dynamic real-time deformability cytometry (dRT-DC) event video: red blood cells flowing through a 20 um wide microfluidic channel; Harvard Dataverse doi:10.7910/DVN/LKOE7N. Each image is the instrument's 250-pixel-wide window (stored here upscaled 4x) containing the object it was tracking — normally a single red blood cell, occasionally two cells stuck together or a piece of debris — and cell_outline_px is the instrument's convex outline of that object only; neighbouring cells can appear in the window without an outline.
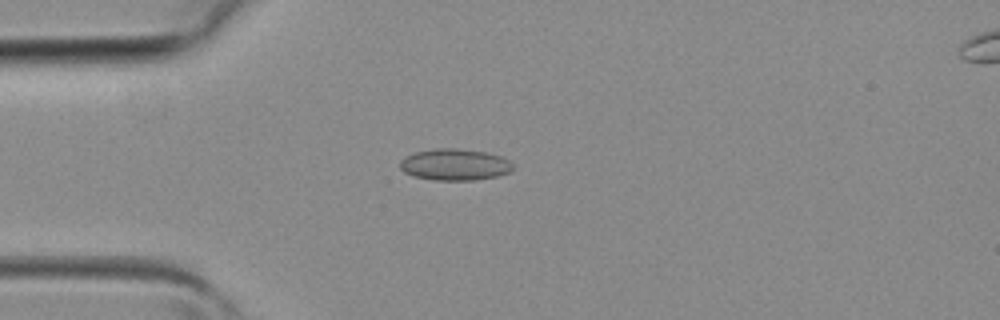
{"species": "common noctule bat (a hibernating species)", "species_latin": "Nyctalus noctula", "temperature_condition": "room temperature", "stored_images_in_passage": 1, "camera_frame_rate_fps": 3000, "um_per_image_px": 0.085, "animal": {"sex": "female", "body_mass_g": 19.3, "forearm_length_mm": 54.1}, "frame": {"image": 1, "passage_image": 1, "time_ms": 0.0, "image_size_px": [1000, 320], "cell_outline_px": [[512, 172], [496, 176], [476, 180], [432, 180], [412, 176], [404, 172], [400, 168], [400, 160], [404, 156], [416, 152], [432, 148], [456, 148], [488, 152], [500, 156], [508, 160], [512, 164]], "centroid_in_image_um": [38.63, 13.99], "position_along_channel_um": 46.4, "area_um2": 20.98}}